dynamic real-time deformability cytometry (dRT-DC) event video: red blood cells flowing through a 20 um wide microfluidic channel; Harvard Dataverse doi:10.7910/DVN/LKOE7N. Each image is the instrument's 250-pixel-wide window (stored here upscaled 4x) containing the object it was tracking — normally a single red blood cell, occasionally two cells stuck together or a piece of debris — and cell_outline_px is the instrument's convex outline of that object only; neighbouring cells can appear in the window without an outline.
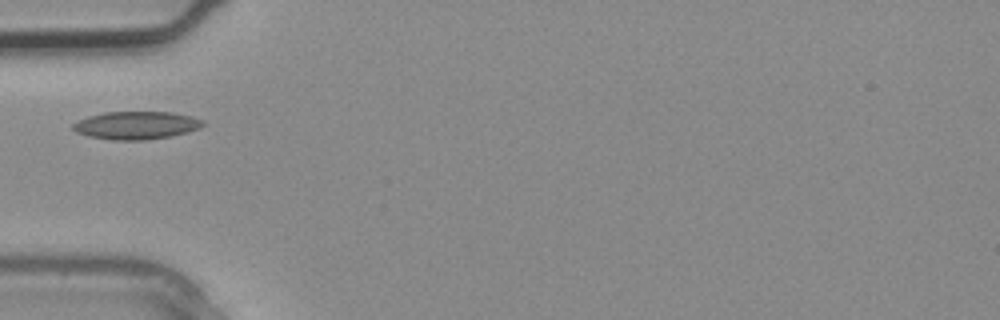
{"species": "common noctule bat (a hibernating species)", "species_latin": "Nyctalus noctula", "temperature_condition": "warm", "stored_images_in_passage": 2, "camera_frame_rate_fps": 3000, "um_per_image_px": 0.085, "animal": {"sex": "male", "body_mass_g": 20.4}, "frame": {"image": 1, "passage_image": 2, "time_ms": 0.333, "image_size_px": [1000, 320], "cell_outline_px": [[208, 124], [200, 128], [188, 132], [168, 136], [144, 140], [112, 140], [88, 136], [76, 132], [72, 128], [72, 124], [88, 116], [104, 112], [172, 112], [192, 116], [204, 120]], "centroid_in_image_um": [11.62, 10.65], "position_along_channel_um": 73.4, "area_um2": 21.21}}